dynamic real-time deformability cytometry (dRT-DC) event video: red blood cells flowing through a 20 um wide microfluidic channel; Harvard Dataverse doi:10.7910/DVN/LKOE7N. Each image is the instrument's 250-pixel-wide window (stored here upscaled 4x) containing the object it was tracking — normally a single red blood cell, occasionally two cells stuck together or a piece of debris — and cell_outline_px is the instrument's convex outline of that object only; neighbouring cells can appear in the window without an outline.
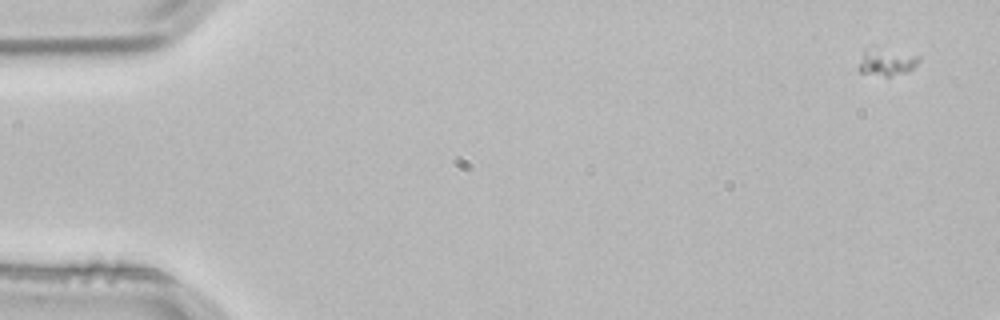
{"species": "common noctule bat (a hibernating species)", "species_latin": "Nyctalus noctula", "temperature_condition": "room temperature", "stored_images_in_passage": 4, "camera_frame_rate_fps": 3000, "um_per_image_px": 0.085, "animal": {"sex": "male", "body_mass_g": 21.5, "forearm_length_mm": 52.0}, "frame": {"image": 1, "passage_image": 1, "time_ms": 0.0, "image_size_px": [1000, 320], "cell_outline_px": [[920, 60], [908, 72], [888, 76], [884, 76], [860, 72], [856, 68], [864, 48], [872, 44], [920, 56]], "centroid_in_image_um": [75.29, 5.2], "position_along_channel_um": 9.7, "area_um2": 10.12}}